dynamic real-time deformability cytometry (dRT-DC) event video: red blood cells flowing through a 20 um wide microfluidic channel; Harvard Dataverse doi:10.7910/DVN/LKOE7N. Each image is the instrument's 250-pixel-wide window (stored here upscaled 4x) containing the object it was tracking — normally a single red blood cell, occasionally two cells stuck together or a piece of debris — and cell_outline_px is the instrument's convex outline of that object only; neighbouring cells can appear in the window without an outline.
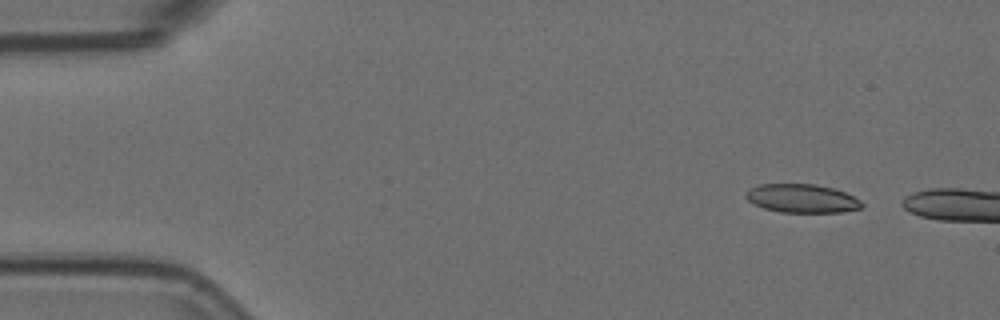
{"species": "Egyptian fruit bat (a non-hibernating species)", "species_latin": "Rousettus aegyptiacus", "temperature_condition": "room temperature", "stored_images_in_passage": 4, "camera_frame_rate_fps": 3000, "um_per_image_px": 0.085, "animal": {"sex": "female"}, "frame": {"image": 1, "passage_image": 1, "time_ms": 0.0, "image_size_px": [1000, 320], "cell_outline_px": [[864, 204], [860, 208], [840, 212], [780, 212], [764, 208], [752, 204], [744, 196], [744, 192], [748, 188], [760, 184], [816, 184], [832, 188], [844, 192], [860, 200]], "centroid_in_image_um": [68.1, 16.86], "position_along_channel_um": 16.9, "area_um2": 19.36}}